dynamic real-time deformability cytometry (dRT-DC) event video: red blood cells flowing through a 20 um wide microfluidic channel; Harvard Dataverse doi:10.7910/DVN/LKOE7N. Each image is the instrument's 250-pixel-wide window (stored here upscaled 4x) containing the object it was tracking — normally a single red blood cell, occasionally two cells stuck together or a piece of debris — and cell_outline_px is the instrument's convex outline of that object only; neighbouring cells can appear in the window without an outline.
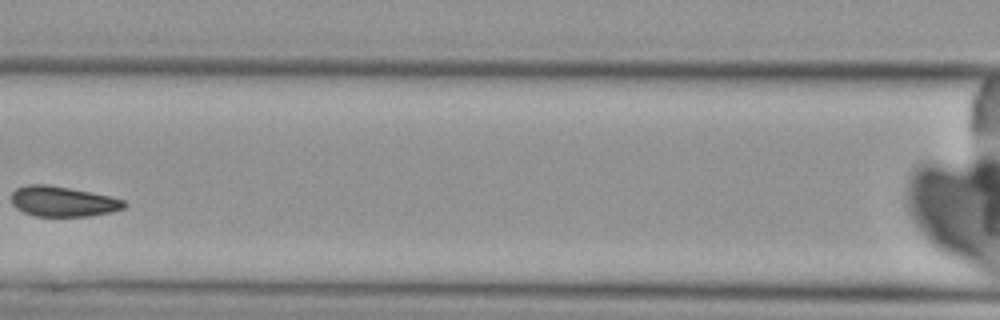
{"species": "Egyptian fruit bat (a non-hibernating species)", "species_latin": "Rousettus aegyptiacus", "temperature_condition": "cold", "stored_images_in_passage": 4, "camera_frame_rate_fps": 3000, "um_per_image_px": 0.085, "animal": {"sex": "female"}, "frame": {"image": 1, "passage_image": 3, "time_ms": 2.333, "image_size_px": [1000, 320], "cell_outline_px": [[128, 204], [124, 208], [112, 212], [88, 216], [36, 216], [24, 212], [16, 208], [12, 204], [12, 192], [16, 188], [28, 184], [48, 184], [92, 192], [112, 196], [124, 200]], "centroid_in_image_um": [5.36, 17.11], "position_along_channel_um": 161.2, "area_um2": 20.06}}
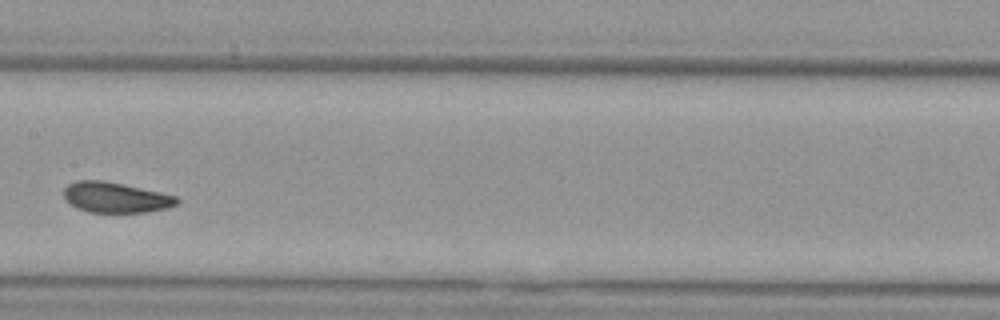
{"frame": {"image": 2, "passage_image": 4, "time_ms": 3.333, "image_size_px": [1000, 320], "cell_outline_px": [[180, 200], [176, 204], [168, 208], [144, 212], [88, 212], [76, 208], [64, 196], [64, 188], [68, 184], [76, 180], [104, 180], [124, 184], [160, 192], [176, 196]], "centroid_in_image_um": [9.82, 16.77], "position_along_channel_um": 197.6, "area_um2": 20.0}}